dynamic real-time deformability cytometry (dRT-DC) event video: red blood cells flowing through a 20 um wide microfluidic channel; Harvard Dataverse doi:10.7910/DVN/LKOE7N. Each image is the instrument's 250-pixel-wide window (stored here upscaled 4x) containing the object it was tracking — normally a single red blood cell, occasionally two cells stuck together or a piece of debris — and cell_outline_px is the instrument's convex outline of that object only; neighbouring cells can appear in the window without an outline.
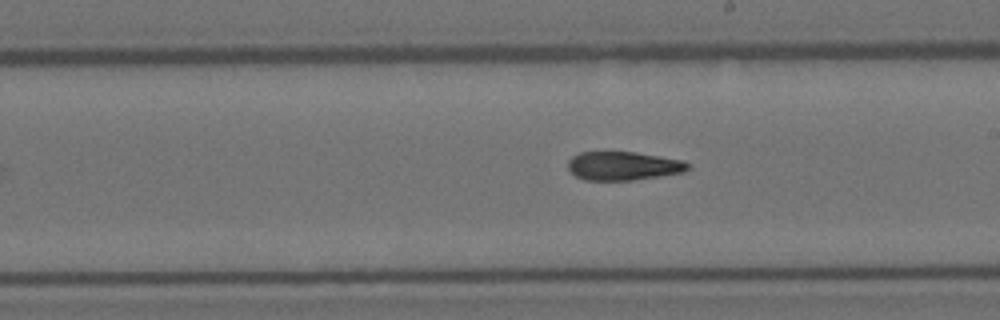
{"species": "Egyptian fruit bat (a non-hibernating species)", "species_latin": "Rousettus aegyptiacus", "temperature_condition": "room temperature", "stored_images_in_passage": 34, "camera_frame_rate_fps": 3000, "um_per_image_px": 0.085, "animal": {"sex": "female"}, "frame": {"image": 1, "passage_image": 15, "time_ms": 4.667, "image_size_px": [1000, 320], "cell_outline_px": [[692, 168], [684, 172], [660, 176], [632, 180], [584, 180], [576, 176], [568, 168], [568, 160], [572, 156], [580, 152], [636, 152], [684, 160], [692, 164]], "centroid_in_image_um": [53.03, 14.1], "position_along_channel_um": 236.0, "area_um2": 20.23}}
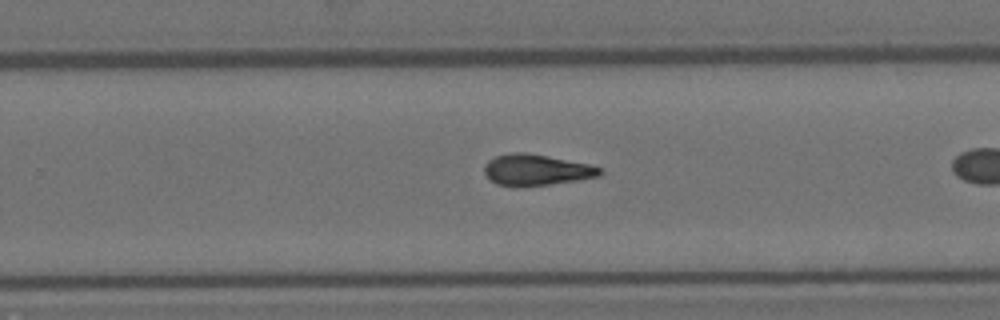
{"frame": {"image": 2, "passage_image": 19, "time_ms": 6.0, "image_size_px": [1000, 320], "cell_outline_px": [[604, 172], [600, 176], [576, 180], [548, 184], [496, 184], [484, 172], [484, 164], [488, 160], [496, 156], [512, 152], [524, 152], [548, 156], [588, 164], [600, 168]], "centroid_in_image_um": [45.6, 14.4], "position_along_channel_um": 284.2, "area_um2": 20.23}}